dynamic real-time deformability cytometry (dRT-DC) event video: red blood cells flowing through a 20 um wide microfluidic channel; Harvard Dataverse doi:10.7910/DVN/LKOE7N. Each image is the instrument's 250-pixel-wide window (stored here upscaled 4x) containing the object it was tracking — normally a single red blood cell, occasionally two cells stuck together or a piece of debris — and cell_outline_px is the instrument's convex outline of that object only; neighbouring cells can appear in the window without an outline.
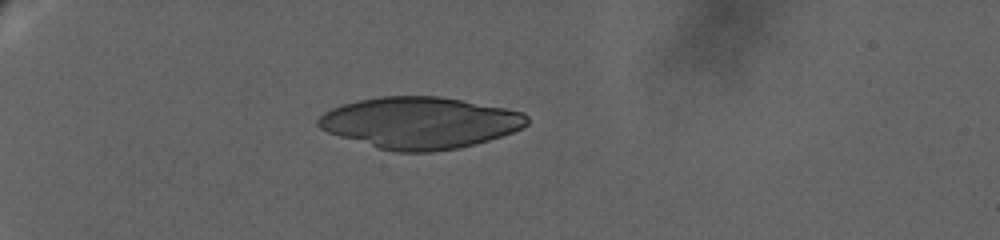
{"species": "human", "species_latin": "Homo sapiens", "temperature_condition": "warm", "stored_images_in_passage": 22, "camera_frame_rate_fps": 3000, "um_per_image_px": 0.085, "donor": {"sex": "female"}, "frame": {"image": 1, "passage_image": 1, "time_ms": 0.0, "image_size_px": [1000, 240], "cell_outline_px": [[528, 124], [512, 132], [488, 140], [456, 148], [428, 152], [396, 152], [380, 148], [340, 136], [328, 132], [320, 128], [316, 124], [316, 120], [324, 112], [332, 108], [344, 104], [360, 100], [380, 96], [436, 96], [460, 100], [504, 108], [524, 112], [528, 116]], "centroid_in_image_um": [35.68, 10.43], "position_along_channel_um": 49.3, "area_um2": 62.02}}